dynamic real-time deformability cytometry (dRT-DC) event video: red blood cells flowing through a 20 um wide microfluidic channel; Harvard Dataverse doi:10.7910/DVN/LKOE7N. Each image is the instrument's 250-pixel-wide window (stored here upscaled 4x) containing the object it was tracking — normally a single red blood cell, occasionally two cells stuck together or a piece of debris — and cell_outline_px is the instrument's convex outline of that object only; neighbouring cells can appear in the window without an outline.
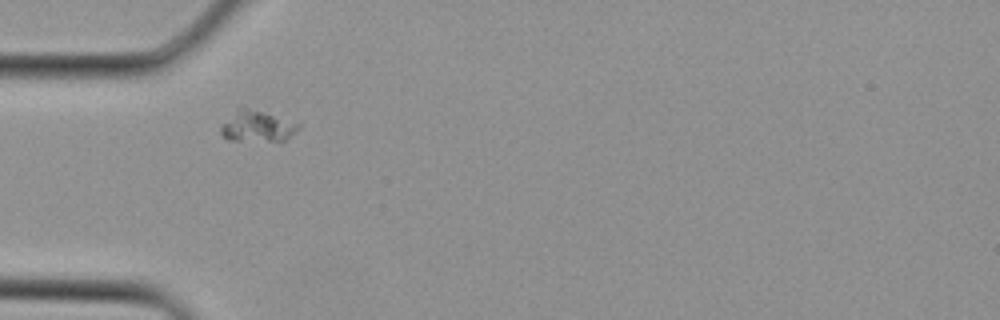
{"species": "Egyptian fruit bat (a non-hibernating species)", "species_latin": "Rousettus aegyptiacus", "temperature_condition": "cold", "stored_images_in_passage": 1, "camera_frame_rate_fps": 3000, "um_per_image_px": 0.085, "animal": {"sex": "female"}, "frame": {"image": 1, "passage_image": 1, "time_ms": 0.0, "image_size_px": [1000, 320], "cell_outline_px": [[300, 128], [296, 132], [284, 140], [228, 140], [220, 132], [220, 128], [236, 108], [240, 104], [300, 124]], "centroid_in_image_um": [21.83, 10.7], "position_along_channel_um": 63.2, "area_um2": 13.93}}